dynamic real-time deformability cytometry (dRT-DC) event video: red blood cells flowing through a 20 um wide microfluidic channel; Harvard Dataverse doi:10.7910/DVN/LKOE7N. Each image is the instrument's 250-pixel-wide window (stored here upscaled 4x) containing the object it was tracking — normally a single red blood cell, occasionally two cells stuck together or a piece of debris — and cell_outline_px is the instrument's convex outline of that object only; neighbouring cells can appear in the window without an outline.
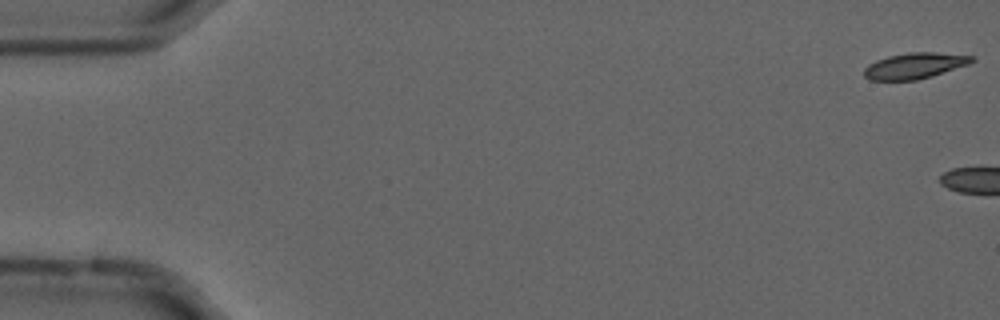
{"species": "common noctule bat (a hibernating species)", "species_latin": "Nyctalus noctula", "temperature_condition": "cold", "stored_images_in_passage": 4, "camera_frame_rate_fps": 3000, "um_per_image_px": 0.085, "animal": {"sex": "male", "forearm_length_mm": 52.5}, "frame": {"image": 1, "passage_image": 1, "time_ms": 0.0, "image_size_px": [1000, 320], "cell_outline_px": [[976, 60], [968, 64], [932, 76], [916, 80], [868, 80], [864, 76], [864, 68], [868, 64], [876, 60], [888, 56], [908, 52], [932, 52], [976, 56]], "centroid_in_image_um": [77.74, 5.58], "position_along_channel_um": 7.3, "area_um2": 16.3}}